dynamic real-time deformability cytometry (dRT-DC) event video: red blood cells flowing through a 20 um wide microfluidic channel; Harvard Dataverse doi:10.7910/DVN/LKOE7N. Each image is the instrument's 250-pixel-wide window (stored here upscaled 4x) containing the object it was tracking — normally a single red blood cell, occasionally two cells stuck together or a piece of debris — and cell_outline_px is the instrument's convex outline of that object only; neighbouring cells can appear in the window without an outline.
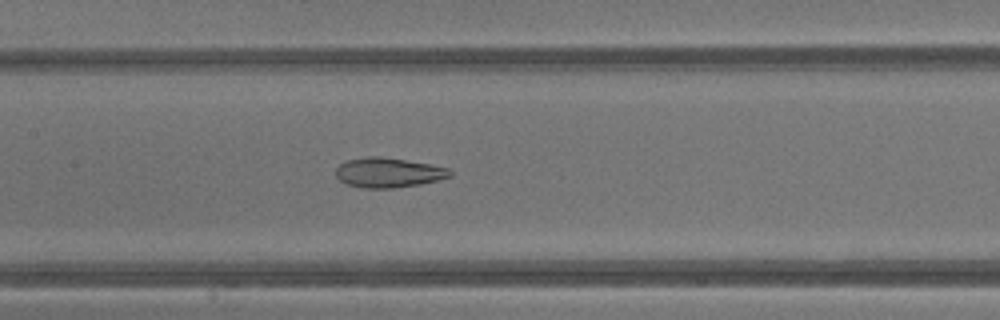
{"species": "common noctule bat (a hibernating species)", "species_latin": "Nyctalus noctula", "temperature_condition": "warm", "stored_images_in_passage": 43, "camera_frame_rate_fps": 3000, "um_per_image_px": 0.085, "animal": {"sex": "male", "body_mass_g": 13.3}, "frame": {"image": 1, "passage_image": 21, "time_ms": 6.667, "image_size_px": [1000, 320], "cell_outline_px": [[452, 176], [440, 180], [420, 184], [392, 188], [364, 188], [348, 184], [340, 180], [336, 176], [336, 168], [340, 164], [348, 160], [368, 156], [380, 156], [428, 164], [448, 168], [452, 172]], "centroid_in_image_um": [33.02, 14.67], "position_along_channel_um": 174.4, "area_um2": 19.65}}
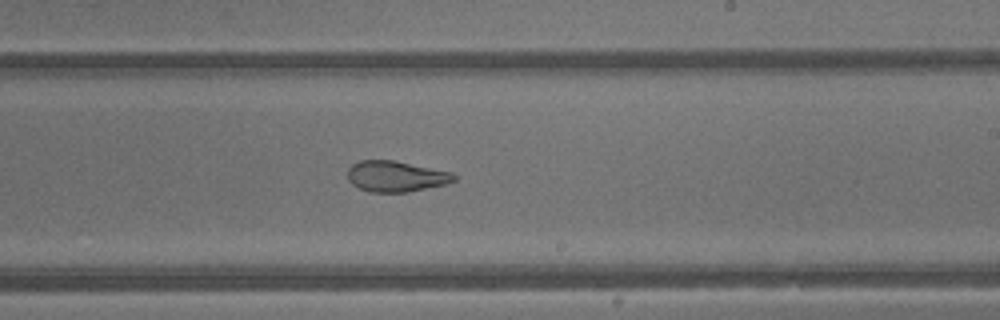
{"frame": {"image": 2, "passage_image": 26, "time_ms": 8.333, "image_size_px": [1000, 320], "cell_outline_px": [[456, 180], [444, 184], [408, 192], [368, 192], [352, 184], [348, 180], [348, 168], [352, 164], [360, 160], [396, 160], [452, 172], [456, 176]], "centroid_in_image_um": [33.64, 14.98], "position_along_channel_um": 255.4, "area_um2": 19.19}}
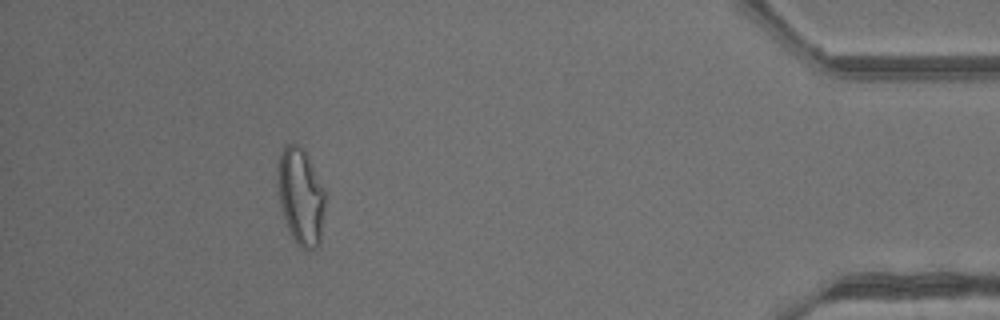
{"frame": {"image": 3, "passage_image": 39, "time_ms": 12.667, "image_size_px": [1000, 320], "cell_outline_px": [[324, 204], [320, 244], [316, 248], [308, 252], [300, 248], [296, 244], [288, 228], [280, 204], [280, 152], [284, 144], [296, 144], [304, 148], [308, 156], [324, 192]], "centroid_in_image_um": [25.59, 16.75], "position_along_channel_um": 409.6, "area_um2": 26.01}, "authors_computed_cell_mechanics": {"area_um2": 25.721, "velocity_mm_per_s": 4.8833, "shape_relaxation_time_tau1_ms": null, "shape_relaxation_time_tau2_ms": 2.119, "deformation_change_tau1": null, "deformation_change_tau2": 0.1072}}